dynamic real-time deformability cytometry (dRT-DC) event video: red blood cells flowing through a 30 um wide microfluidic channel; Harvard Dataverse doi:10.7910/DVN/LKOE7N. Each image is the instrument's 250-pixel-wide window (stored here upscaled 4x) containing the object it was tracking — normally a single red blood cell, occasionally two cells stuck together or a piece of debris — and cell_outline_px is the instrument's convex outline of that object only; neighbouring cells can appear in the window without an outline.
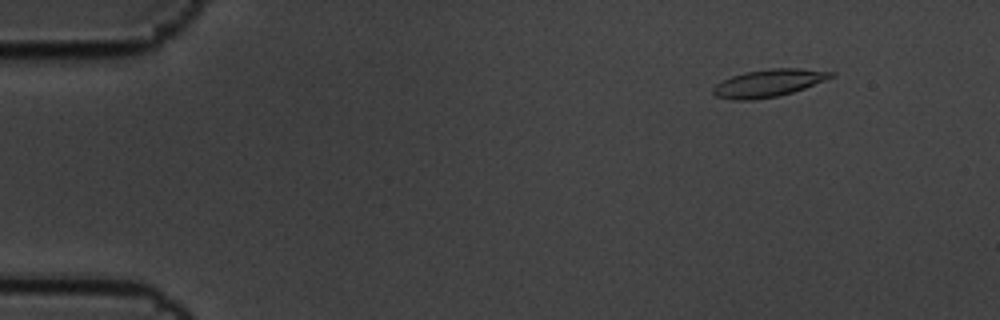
{"species": "common noctule bat (a hibernating species)", "species_latin": "Nyctalus noctula", "temperature_condition": "cold", "stored_images_in_passage": 5, "camera_frame_rate_fps": 3000, "um_per_image_px": 0.085, "animal": {"sex": "male", "body_mass_g": 19.5, "forearm_length_mm": 54.6}, "frame": {"image": 1, "passage_image": 2, "time_ms": 0.333, "image_size_px": [1000, 320], "cell_outline_px": [[836, 76], [804, 88], [792, 92], [776, 96], [752, 100], [732, 100], [716, 96], [712, 92], [712, 88], [716, 84], [732, 76], [744, 72], [768, 68], [796, 68], [836, 72]], "centroid_in_image_um": [65.33, 7.05], "position_along_channel_um": 19.7, "area_um2": 18.84}}
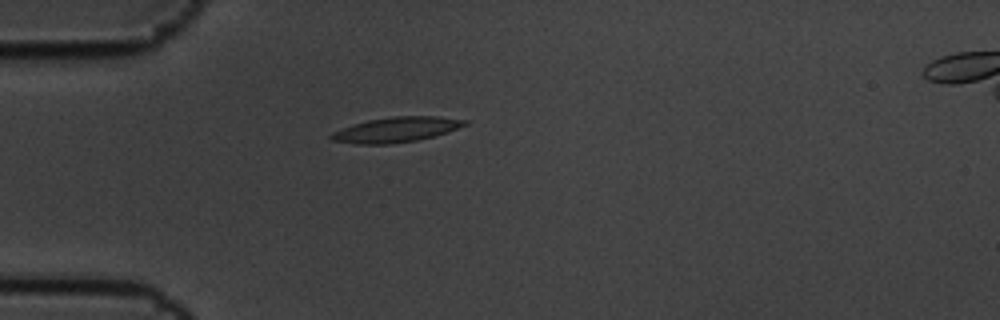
{"frame": {"image": 2, "passage_image": 5, "time_ms": 1.333, "image_size_px": [1000, 320], "cell_outline_px": [[468, 124], [448, 132], [416, 140], [388, 144], [356, 144], [332, 140], [328, 136], [332, 132], [352, 124], [368, 120], [392, 116], [440, 116], [468, 120]], "centroid_in_image_um": [33.68, 11.01], "position_along_channel_um": 51.3, "area_um2": 19.54}}